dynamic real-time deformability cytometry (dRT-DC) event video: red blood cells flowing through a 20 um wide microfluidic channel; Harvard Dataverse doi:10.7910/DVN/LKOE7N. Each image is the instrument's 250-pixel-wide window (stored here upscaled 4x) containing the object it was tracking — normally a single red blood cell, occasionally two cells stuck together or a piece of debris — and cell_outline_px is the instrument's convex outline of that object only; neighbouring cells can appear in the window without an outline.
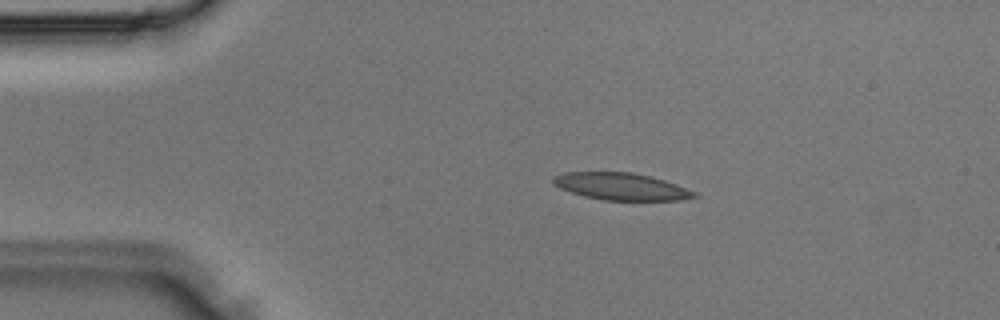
{"species": "Egyptian fruit bat (a non-hibernating species)", "species_latin": "Rousettus aegyptiacus", "temperature_condition": "room temperature", "stored_images_in_passage": 2, "camera_frame_rate_fps": 3000, "um_per_image_px": 0.085, "animal": {"sex": "male"}, "frame": {"image": 1, "passage_image": 1, "time_ms": 0.0, "image_size_px": [1000, 320], "cell_outline_px": [[700, 196], [680, 200], [604, 200], [584, 196], [560, 188], [552, 184], [552, 176], [560, 172], [632, 172], [652, 176], [676, 184], [696, 192]], "centroid_in_image_um": [52.78, 15.84], "position_along_channel_um": 32.2, "area_um2": 22.43}}